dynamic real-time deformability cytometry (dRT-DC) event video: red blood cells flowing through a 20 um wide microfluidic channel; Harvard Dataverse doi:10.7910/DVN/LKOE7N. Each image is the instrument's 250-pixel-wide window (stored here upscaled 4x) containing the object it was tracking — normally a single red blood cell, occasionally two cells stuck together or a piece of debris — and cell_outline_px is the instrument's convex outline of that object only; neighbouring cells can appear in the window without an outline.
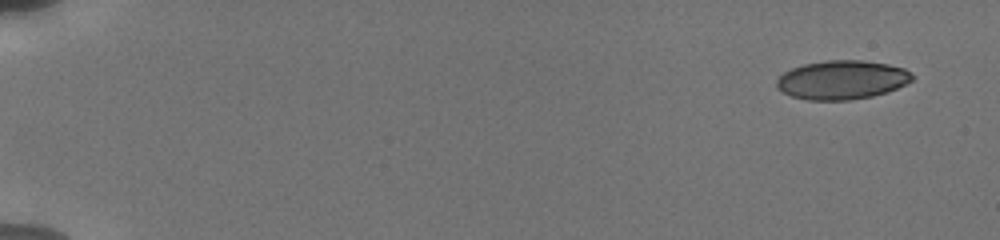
{"species": "human", "species_latin": "Homo sapiens", "temperature_condition": "cold", "stored_images_in_passage": 16, "camera_frame_rate_fps": 3000, "um_per_image_px": 0.085, "donor": {"sex": "male"}, "frame": {"image": 1, "passage_image": 1, "time_ms": 0.0, "image_size_px": [1000, 240], "cell_outline_px": [[916, 76], [912, 80], [888, 92], [872, 96], [848, 100], [808, 100], [792, 96], [776, 88], [776, 80], [784, 72], [792, 68], [804, 64], [828, 60], [864, 60], [888, 64], [904, 68], [912, 72]], "centroid_in_image_um": [71.59, 6.78], "position_along_channel_um": 13.4, "area_um2": 30.81}}
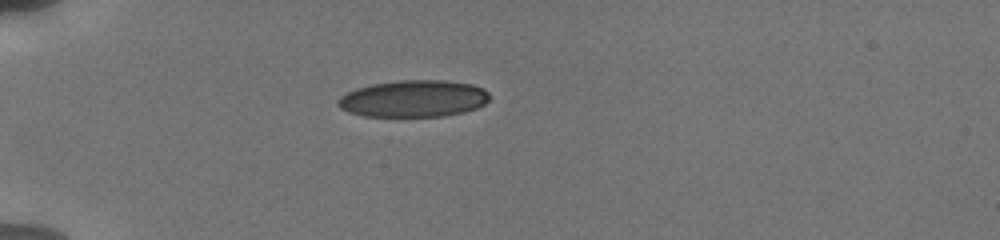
{"frame": {"image": 2, "passage_image": 10, "time_ms": 4.667, "image_size_px": [1000, 240], "cell_outline_px": [[488, 100], [484, 104], [476, 108], [464, 112], [444, 116], [364, 116], [348, 112], [340, 108], [336, 104], [336, 100], [340, 96], [356, 88], [372, 84], [400, 80], [444, 80], [472, 84], [484, 88], [488, 92]], "centroid_in_image_um": [35.13, 8.38], "position_along_channel_um": 49.9, "area_um2": 32.66}}
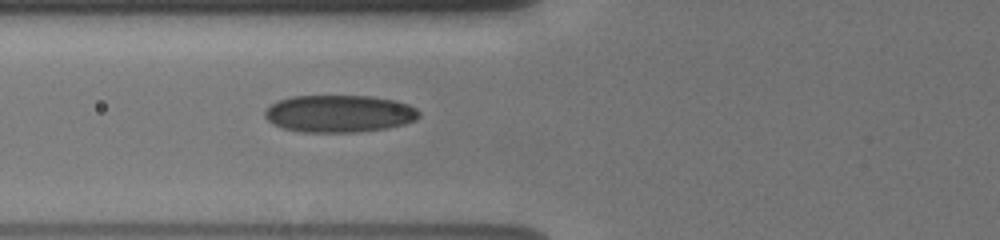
{"frame": {"image": 3, "passage_image": 16, "time_ms": 6.667, "image_size_px": [1000, 240], "cell_outline_px": [[420, 116], [416, 120], [404, 124], [384, 128], [356, 132], [304, 132], [284, 128], [272, 124], [264, 116], [264, 112], [276, 100], [292, 96], [372, 96], [396, 100], [408, 104], [416, 108], [420, 112]], "centroid_in_image_um": [28.84, 9.65], "position_along_channel_um": 97.0, "area_um2": 33.58}}